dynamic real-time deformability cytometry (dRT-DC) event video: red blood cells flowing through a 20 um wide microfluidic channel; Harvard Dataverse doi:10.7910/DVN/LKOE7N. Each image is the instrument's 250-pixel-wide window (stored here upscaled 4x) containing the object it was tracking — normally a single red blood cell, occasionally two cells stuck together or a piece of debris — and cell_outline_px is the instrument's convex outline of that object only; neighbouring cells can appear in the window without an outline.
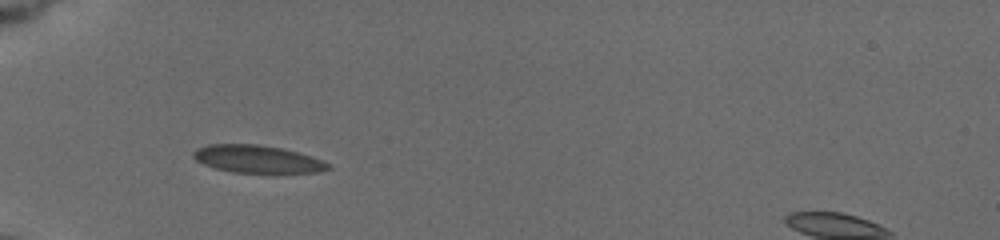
{"species": "common noctule bat (a hibernating species)", "species_latin": "Nyctalus noctula", "temperature_condition": "cold", "stored_images_in_passage": 13, "camera_frame_rate_fps": 3000, "um_per_image_px": 0.085, "animal": {"sex": "female", "body_mass_g": 19.5, "forearm_length_mm": 54.1}, "frame": {"image": 1, "passage_image": 8, "time_ms": 3.333, "image_size_px": [1000, 240], "cell_outline_px": [[332, 168], [320, 172], [276, 176], [232, 172], [216, 168], [204, 164], [196, 160], [192, 156], [192, 152], [196, 148], [208, 144], [256, 144], [280, 148], [300, 152], [332, 164]], "centroid_in_image_um": [21.97, 13.58], "position_along_channel_um": 63.0, "area_um2": 22.89}}
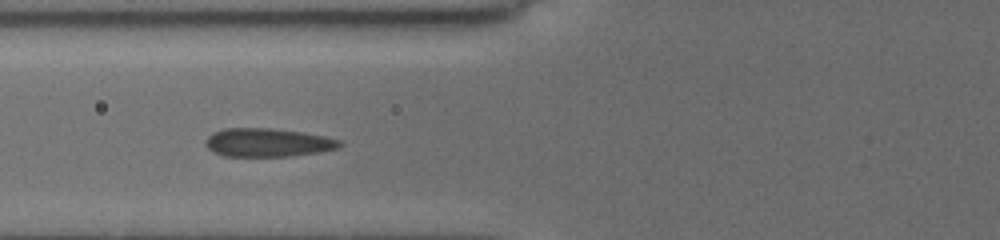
{"frame": {"image": 2, "passage_image": 11, "time_ms": 4.667, "image_size_px": [1000, 240], "cell_outline_px": [[344, 144], [340, 148], [320, 152], [292, 156], [224, 156], [212, 152], [204, 144], [208, 136], [224, 128], [272, 128], [300, 132], [324, 136], [340, 140]], "centroid_in_image_um": [22.78, 12.12], "position_along_channel_um": 103.0, "area_um2": 22.31}}
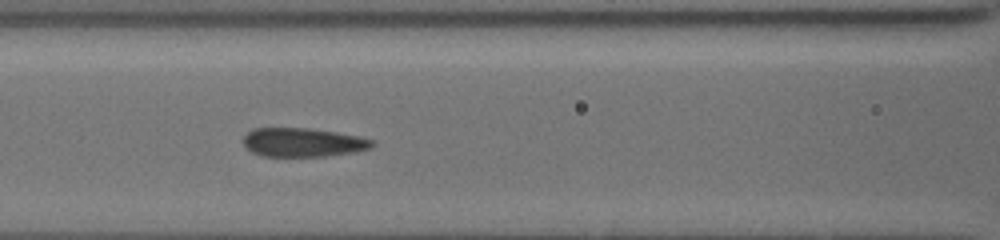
{"frame": {"image": 3, "passage_image": 13, "time_ms": 5.667, "image_size_px": [1000, 240], "cell_outline_px": [[372, 148], [356, 152], [328, 156], [264, 156], [252, 152], [244, 144], [244, 136], [252, 128], [308, 128], [336, 132], [356, 136], [372, 140]], "centroid_in_image_um": [25.74, 12.1], "position_along_channel_um": 140.9, "area_um2": 21.5}}